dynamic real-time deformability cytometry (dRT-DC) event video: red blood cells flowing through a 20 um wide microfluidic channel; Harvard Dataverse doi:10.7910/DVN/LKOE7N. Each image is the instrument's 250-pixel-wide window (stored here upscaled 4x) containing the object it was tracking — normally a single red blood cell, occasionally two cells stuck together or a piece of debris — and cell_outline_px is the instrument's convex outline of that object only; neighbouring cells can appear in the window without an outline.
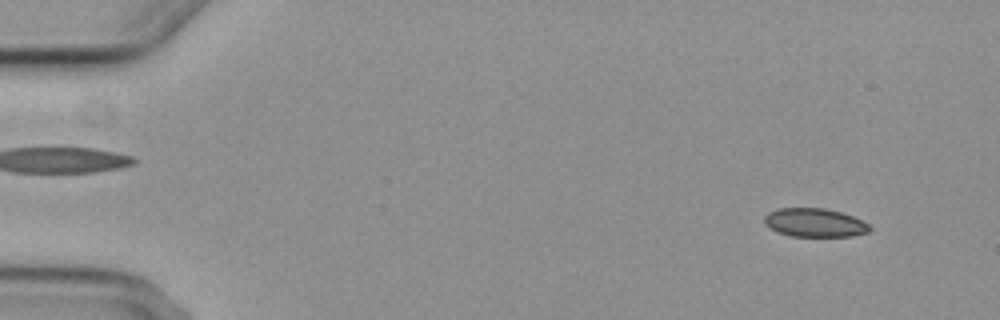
{"species": "common noctule bat (a hibernating species)", "species_latin": "Nyctalus noctula", "temperature_condition": "cold", "stored_images_in_passage": 5, "camera_frame_rate_fps": 3000, "um_per_image_px": 0.085, "animal": {"sex": "female", "body_mass_g": 29.2, "forearm_length_mm": 56.3}, "frame": {"image": 1, "passage_image": 1, "time_ms": 0.0, "image_size_px": [1000, 320], "cell_outline_px": [[872, 228], [868, 232], [852, 236], [792, 236], [780, 232], [764, 224], [764, 216], [768, 212], [780, 208], [824, 208], [840, 212], [852, 216], [868, 224]], "centroid_in_image_um": [69.25, 18.92], "position_along_channel_um": 15.8, "area_um2": 17.34}}
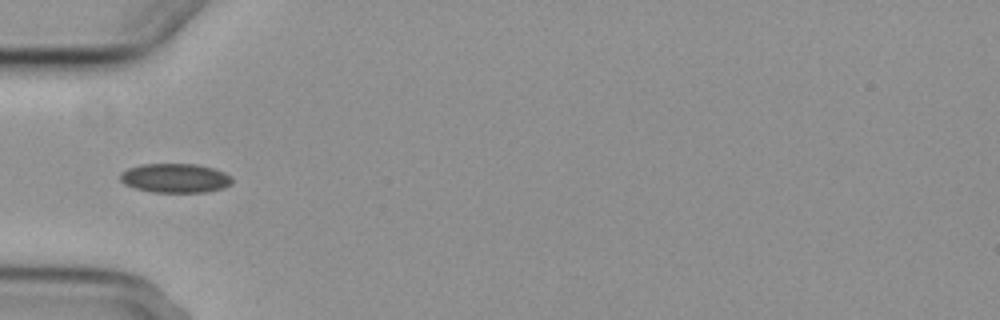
{"frame": {"image": 2, "passage_image": 5, "time_ms": 4.667, "image_size_px": [1000, 320], "cell_outline_px": [[232, 184], [224, 188], [208, 192], [152, 192], [136, 188], [124, 184], [120, 180], [120, 172], [128, 168], [144, 164], [196, 164], [212, 168], [224, 172], [232, 176]], "centroid_in_image_um": [14.91, 15.14], "position_along_channel_um": 70.1, "area_um2": 19.13}}